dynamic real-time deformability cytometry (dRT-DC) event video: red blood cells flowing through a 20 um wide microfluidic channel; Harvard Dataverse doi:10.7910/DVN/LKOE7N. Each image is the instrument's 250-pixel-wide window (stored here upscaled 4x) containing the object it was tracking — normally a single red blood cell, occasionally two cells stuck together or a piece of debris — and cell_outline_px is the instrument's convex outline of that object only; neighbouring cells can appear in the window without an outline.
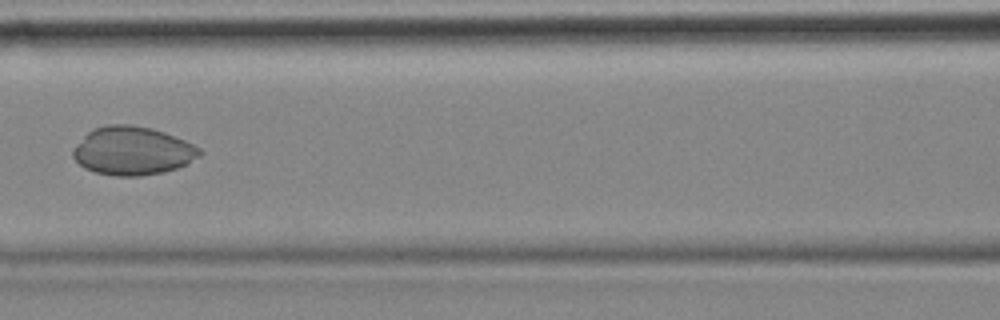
{"species": "common noctule bat (a hibernating species)", "species_latin": "Nyctalus noctula", "temperature_condition": "cold", "stored_images_in_passage": 8, "camera_frame_rate_fps": 3000, "um_per_image_px": 0.085, "animal": {"sex": "female", "body_mass_g": 18.4}, "frame": {"image": 1, "passage_image": 6, "time_ms": 1.667, "image_size_px": [1000, 320], "cell_outline_px": [[204, 152], [200, 156], [188, 164], [164, 172], [140, 176], [116, 176], [96, 172], [84, 168], [72, 156], [72, 148], [92, 128], [108, 124], [132, 124], [152, 128], [164, 132], [184, 140], [200, 148]], "centroid_in_image_um": [11.27, 12.81], "position_along_channel_um": 155.3, "area_um2": 35.95}}
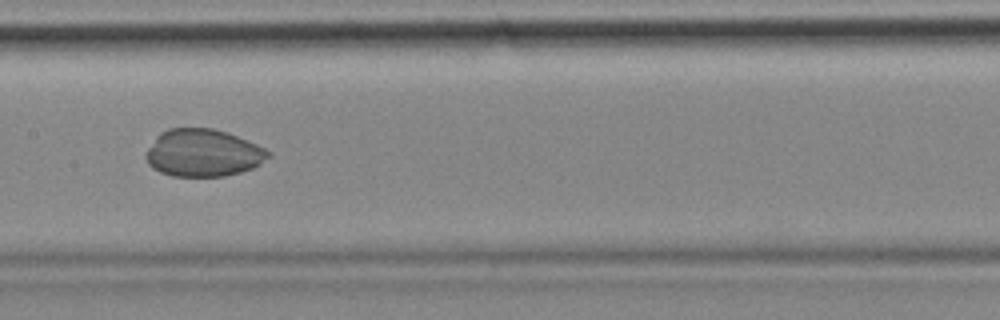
{"frame": {"image": 2, "passage_image": 7, "time_ms": 2.0, "image_size_px": [1000, 320], "cell_outline_px": [[272, 156], [260, 164], [252, 168], [240, 172], [224, 176], [172, 176], [160, 172], [152, 168], [148, 164], [144, 156], [148, 148], [156, 136], [160, 132], [168, 128], [212, 128], [228, 132], [256, 144], [272, 152]], "centroid_in_image_um": [17.26, 12.99], "position_along_channel_um": 190.1, "area_um2": 34.04}}
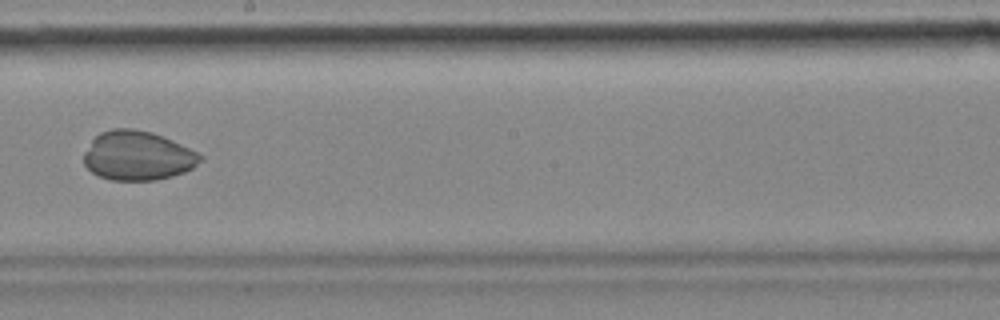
{"frame": {"image": 3, "passage_image": 8, "time_ms": 2.333, "image_size_px": [1000, 320], "cell_outline_px": [[204, 160], [192, 168], [184, 172], [172, 176], [156, 180], [112, 180], [100, 176], [92, 172], [84, 164], [84, 152], [92, 140], [100, 132], [112, 128], [132, 128], [152, 132], [164, 136], [204, 156]], "centroid_in_image_um": [11.71, 13.23], "position_along_channel_um": 236.5, "area_um2": 33.47}}